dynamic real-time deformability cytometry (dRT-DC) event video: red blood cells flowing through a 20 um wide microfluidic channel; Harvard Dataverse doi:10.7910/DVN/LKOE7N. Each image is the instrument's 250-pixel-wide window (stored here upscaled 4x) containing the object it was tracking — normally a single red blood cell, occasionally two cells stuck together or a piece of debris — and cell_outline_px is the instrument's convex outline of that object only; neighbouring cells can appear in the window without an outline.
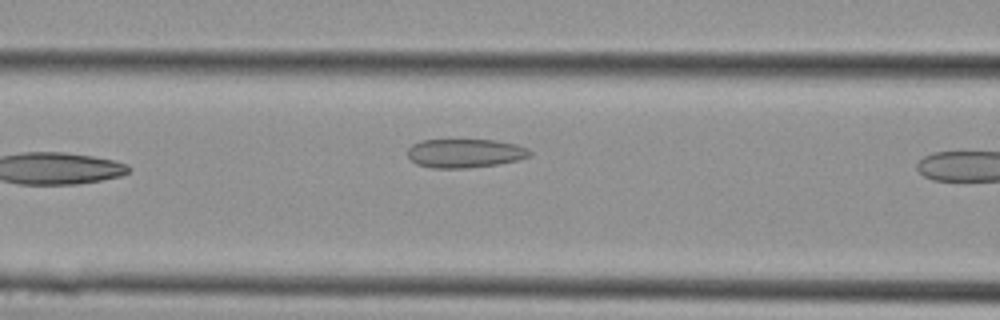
{"species": "Egyptian fruit bat (a non-hibernating species)", "species_latin": "Rousettus aegyptiacus", "temperature_condition": "cold", "stored_images_in_passage": 6, "camera_frame_rate_fps": 3000, "um_per_image_px": 0.085, "animal": {"sex": "female"}, "frame": {"image": 1, "passage_image": 6, "time_ms": 1.667, "image_size_px": [1000, 320], "cell_outline_px": [[532, 156], [500, 164], [468, 168], [432, 168], [416, 164], [408, 156], [408, 148], [412, 144], [420, 140], [496, 140], [516, 144], [528, 148], [532, 152]], "centroid_in_image_um": [39.54, 13.02], "position_along_channel_um": 127.1, "area_um2": 20.69}}